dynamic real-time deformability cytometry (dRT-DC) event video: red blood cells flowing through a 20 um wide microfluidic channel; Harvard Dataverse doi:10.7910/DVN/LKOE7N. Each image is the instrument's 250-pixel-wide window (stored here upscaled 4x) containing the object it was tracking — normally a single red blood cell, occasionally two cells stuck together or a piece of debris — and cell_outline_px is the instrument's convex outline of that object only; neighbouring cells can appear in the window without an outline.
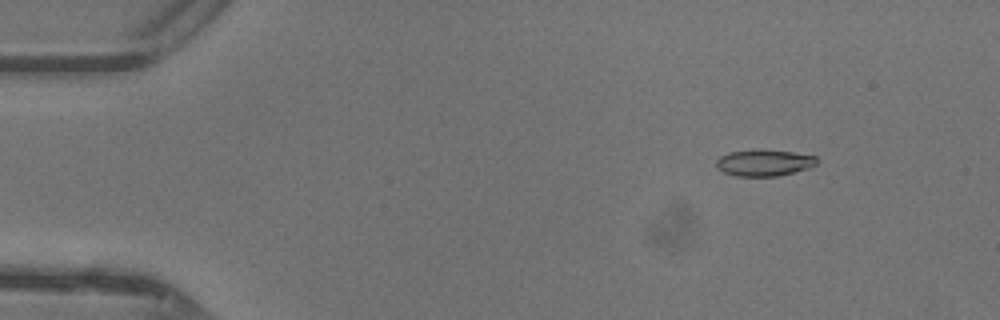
{"species": "common noctule bat (a hibernating species)", "species_latin": "Nyctalus noctula", "temperature_condition": "warm", "stored_images_in_passage": 47, "camera_frame_rate_fps": 3000, "um_per_image_px": 0.085, "animal": {"sex": "female"}, "frame": {"image": 1, "passage_image": 6, "time_ms": 1.667, "image_size_px": [1000, 320], "cell_outline_px": [[820, 160], [816, 164], [808, 168], [776, 176], [736, 176], [724, 172], [716, 168], [716, 160], [720, 156], [728, 152], [792, 152], [816, 156]], "centroid_in_image_um": [64.95, 13.87], "position_along_channel_um": 20.1, "area_um2": 14.8}}
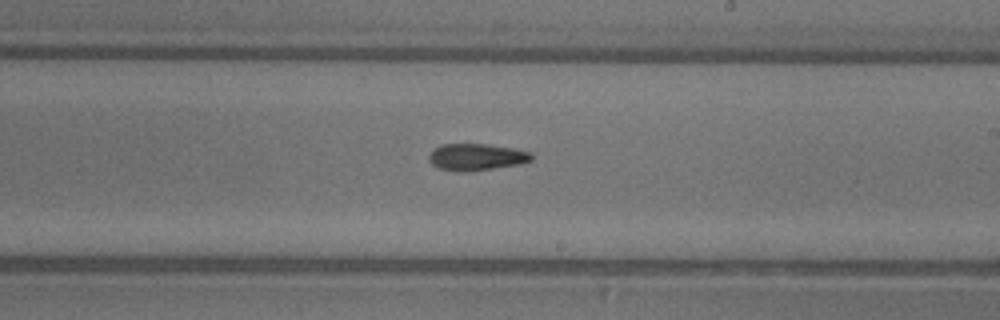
{"frame": {"image": 2, "passage_image": 28, "time_ms": 9.0, "image_size_px": [1000, 320], "cell_outline_px": [[532, 160], [520, 164], [464, 172], [456, 172], [440, 168], [432, 164], [428, 160], [428, 156], [440, 144], [488, 144], [512, 148], [532, 152]], "centroid_in_image_um": [40.49, 13.34], "position_along_channel_um": 248.5, "area_um2": 15.95}}
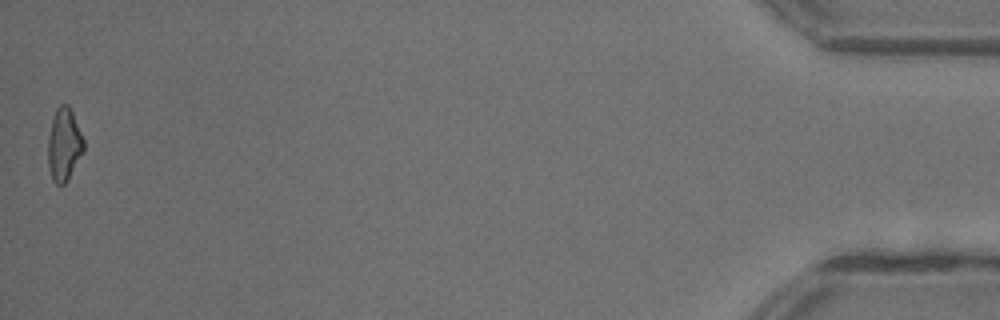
{"frame": {"image": 3, "passage_image": 47, "time_ms": 15.333, "image_size_px": [1000, 320], "cell_outline_px": [[84, 152], [68, 180], [64, 184], [56, 184], [52, 180], [48, 164], [48, 140], [52, 120], [56, 108], [60, 104], [68, 104], [72, 112], [84, 140]], "centroid_in_image_um": [5.45, 12.31], "position_along_channel_um": 429.7, "area_um2": 15.14}, "authors_computed_cell_mechanics": {"area_um2": 15.6638, "velocity_mm_per_s": 4.4224, "shape_relaxation_time_tau1_ms": null, "shape_relaxation_time_tau2_ms": 4.0076, "deformation_change_tau1": null, "deformation_change_tau2": 0.1225}}